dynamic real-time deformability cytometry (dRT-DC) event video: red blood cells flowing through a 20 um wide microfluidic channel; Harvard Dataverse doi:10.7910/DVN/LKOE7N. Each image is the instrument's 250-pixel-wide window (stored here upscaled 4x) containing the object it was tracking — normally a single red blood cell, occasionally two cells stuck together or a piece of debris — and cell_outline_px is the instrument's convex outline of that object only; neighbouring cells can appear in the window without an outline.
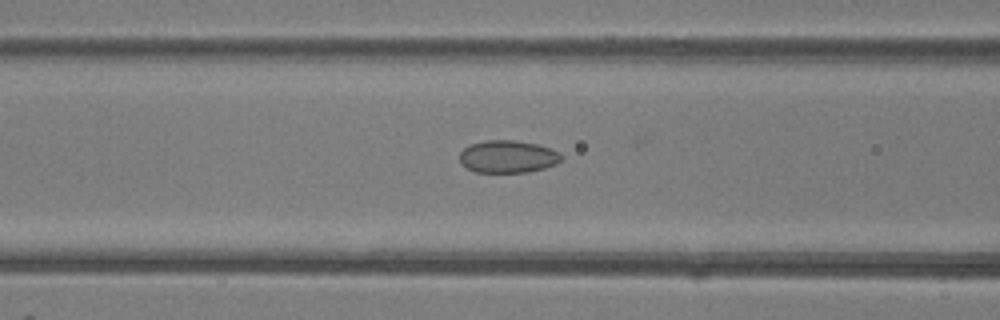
{"species": "common noctule bat (a hibernating species)", "species_latin": "Nyctalus noctula", "temperature_condition": "room temperature", "stored_images_in_passage": 48, "camera_frame_rate_fps": 3000, "um_per_image_px": 0.085, "animal": {"sex": "female"}, "frame": {"image": 1, "passage_image": 19, "time_ms": 6.0, "image_size_px": [1000, 320], "cell_outline_px": [[564, 156], [556, 164], [544, 168], [528, 172], [476, 172], [468, 168], [460, 160], [460, 152], [464, 148], [472, 144], [484, 140], [512, 140], [536, 144], [560, 152]], "centroid_in_image_um": [43.19, 13.31], "position_along_channel_um": 123.4, "area_um2": 19.07}}
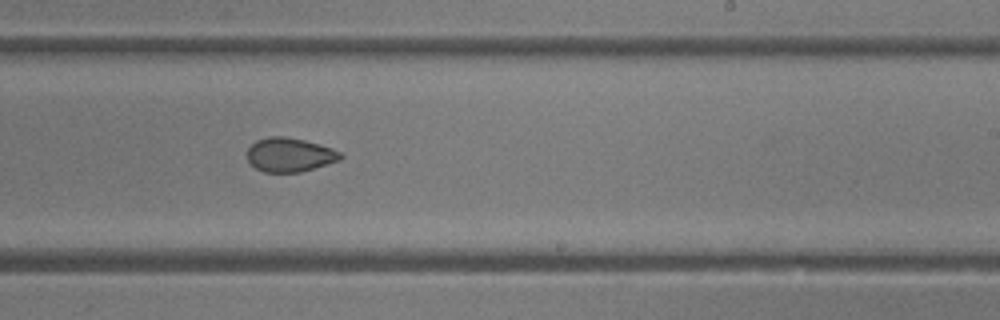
{"frame": {"image": 2, "passage_image": 29, "time_ms": 9.333, "image_size_px": [1000, 320], "cell_outline_px": [[344, 156], [340, 160], [300, 172], [264, 172], [256, 168], [248, 160], [248, 148], [256, 140], [268, 136], [284, 136], [304, 140], [320, 144], [332, 148], [340, 152]], "centroid_in_image_um": [24.63, 13.15], "position_along_channel_um": 264.4, "area_um2": 18.44}}
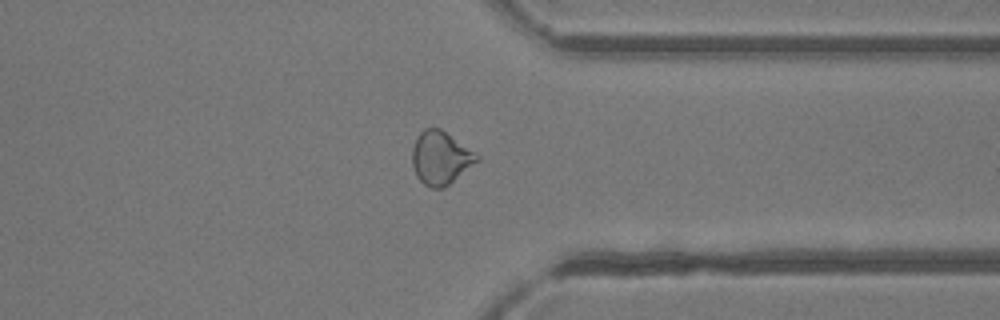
{"frame": {"image": 3, "passage_image": 37, "time_ms": 12.0, "image_size_px": [1000, 320], "cell_outline_px": [[480, 160], [444, 188], [432, 188], [424, 184], [416, 176], [412, 164], [412, 148], [420, 132], [424, 128], [440, 128], [480, 156]], "centroid_in_image_um": [37.44, 13.43], "position_along_channel_um": 374.0, "area_um2": 19.94}, "authors_computed_cell_mechanics": {"area_um2": 20.0566, "velocity_mm_per_s": 4.2314, "shape_relaxation_time_tau1_ms": null, "shape_relaxation_time_tau2_ms": 1.6357, "deformation_change_tau1": null, "deformation_change_tau2": 0.05}}